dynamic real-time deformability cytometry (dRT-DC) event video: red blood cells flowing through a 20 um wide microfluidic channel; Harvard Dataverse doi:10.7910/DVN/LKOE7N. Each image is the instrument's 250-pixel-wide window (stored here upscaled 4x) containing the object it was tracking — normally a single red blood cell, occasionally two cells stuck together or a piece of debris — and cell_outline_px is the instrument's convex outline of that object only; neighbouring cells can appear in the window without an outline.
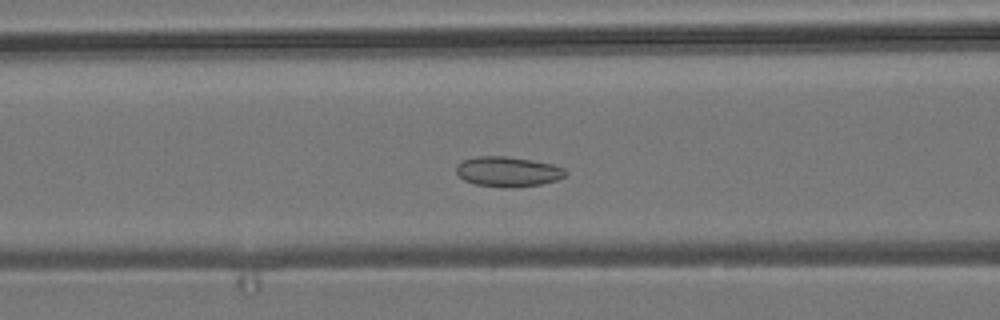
{"species": "common noctule bat (a hibernating species)", "species_latin": "Nyctalus noctula", "temperature_condition": "room temperature", "stored_images_in_passage": 49, "camera_frame_rate_fps": 3000, "um_per_image_px": 0.085, "animal": {"sex": "male", "body_mass_g": 19.2, "forearm_length_mm": 51.8}, "frame": {"image": 1, "passage_image": 17, "time_ms": 5.333, "image_size_px": [1000, 320], "cell_outline_px": [[568, 172], [564, 176], [556, 180], [540, 184], [512, 188], [504, 188], [476, 184], [464, 180], [456, 172], [456, 164], [460, 160], [476, 156], [508, 156], [532, 160], [552, 164], [564, 168]], "centroid_in_image_um": [43.14, 14.58], "position_along_channel_um": 123.5, "area_um2": 19.31}}
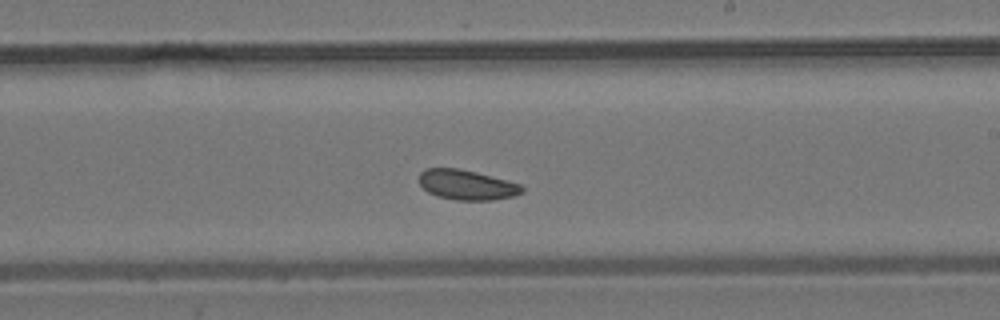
{"frame": {"image": 2, "passage_image": 27, "time_ms": 8.667, "image_size_px": [1000, 320], "cell_outline_px": [[524, 192], [516, 196], [492, 200], [456, 200], [436, 196], [428, 192], [420, 184], [420, 172], [424, 168], [460, 168], [476, 172], [520, 184], [524, 188]], "centroid_in_image_um": [39.68, 15.71], "position_along_channel_um": 249.3, "area_um2": 18.03}}
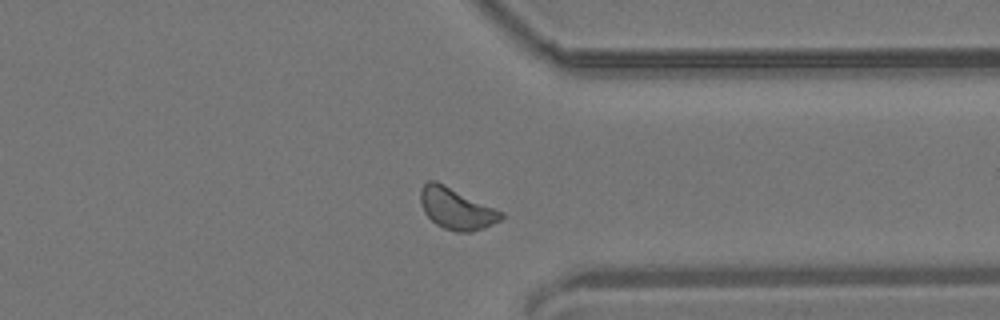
{"frame": {"image": 3, "passage_image": 37, "time_ms": 12.0, "image_size_px": [1000, 320], "cell_outline_px": [[504, 216], [500, 220], [484, 228], [472, 232], [456, 232], [444, 228], [436, 224], [424, 212], [420, 204], [420, 188], [428, 180], [436, 180], [504, 212]], "centroid_in_image_um": [38.78, 17.73], "position_along_channel_um": 372.6, "area_um2": 19.54}, "authors_computed_cell_mechanics": {"area_um2": 18.785, "velocity_mm_per_s": 3.7855, "shape_relaxation_time_tau1_ms": null, "shape_relaxation_time_tau2_ms": 4.4588, "deformation_change_tau1": null, "deformation_change_tau2": 0.0949}}